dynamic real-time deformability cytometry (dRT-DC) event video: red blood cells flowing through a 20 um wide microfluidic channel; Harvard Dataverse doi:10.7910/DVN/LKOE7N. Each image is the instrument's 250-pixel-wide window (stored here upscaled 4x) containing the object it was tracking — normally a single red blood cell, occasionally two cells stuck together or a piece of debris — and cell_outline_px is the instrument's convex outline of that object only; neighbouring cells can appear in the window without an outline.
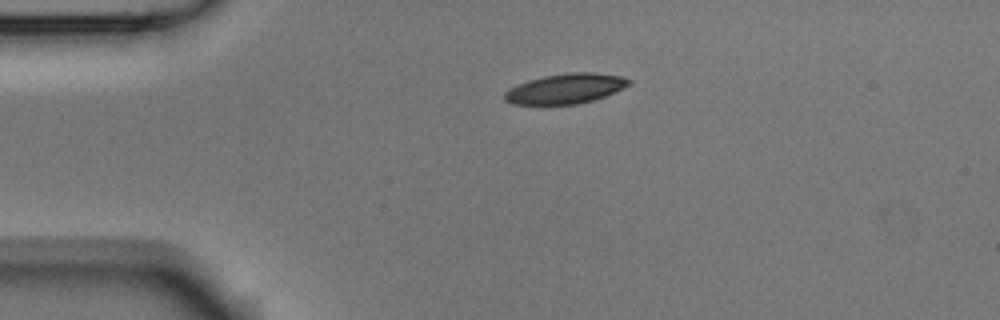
{"species": "Egyptian fruit bat (a non-hibernating species)", "species_latin": "Rousettus aegyptiacus", "temperature_condition": "room temperature", "stored_images_in_passage": 2, "camera_frame_rate_fps": 3000, "um_per_image_px": 0.085, "animal": {"sex": "male"}, "frame": {"image": 1, "passage_image": 1, "time_ms": 0.0, "image_size_px": [1000, 320], "cell_outline_px": [[632, 84], [624, 88], [604, 96], [592, 100], [576, 104], [512, 104], [504, 100], [504, 92], [528, 80], [544, 76], [568, 72], [592, 72], [620, 76], [632, 80]], "centroid_in_image_um": [48.1, 7.53], "position_along_channel_um": 36.9, "area_um2": 21.56}}